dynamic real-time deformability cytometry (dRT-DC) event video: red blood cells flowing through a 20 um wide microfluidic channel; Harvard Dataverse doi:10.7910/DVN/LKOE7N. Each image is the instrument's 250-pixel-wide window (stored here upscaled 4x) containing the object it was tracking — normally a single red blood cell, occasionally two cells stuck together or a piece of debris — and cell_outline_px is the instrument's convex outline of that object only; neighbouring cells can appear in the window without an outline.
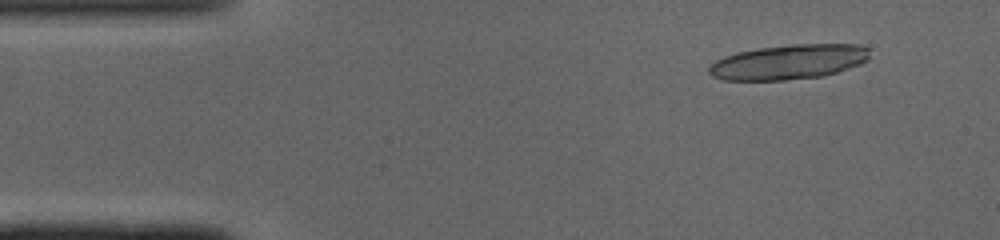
{"species": "common noctule bat (a hibernating species)", "species_latin": "Nyctalus noctula", "temperature_condition": "cold", "stored_images_in_passage": 11, "camera_frame_rate_fps": 3000, "um_per_image_px": 0.085, "animal": {"sex": "male", "body_mass_g": 19.0, "forearm_length_mm": 50.8}, "frame": {"image": 1, "passage_image": 1, "time_ms": 0.0, "image_size_px": [1000, 240], "cell_outline_px": [[868, 60], [860, 64], [824, 76], [784, 80], [724, 80], [712, 76], [708, 72], [708, 68], [716, 60], [724, 56], [736, 52], [760, 48], [792, 44], [860, 44], [868, 48]], "centroid_in_image_um": [67.03, 5.26], "position_along_channel_um": 18.0, "area_um2": 32.6}}